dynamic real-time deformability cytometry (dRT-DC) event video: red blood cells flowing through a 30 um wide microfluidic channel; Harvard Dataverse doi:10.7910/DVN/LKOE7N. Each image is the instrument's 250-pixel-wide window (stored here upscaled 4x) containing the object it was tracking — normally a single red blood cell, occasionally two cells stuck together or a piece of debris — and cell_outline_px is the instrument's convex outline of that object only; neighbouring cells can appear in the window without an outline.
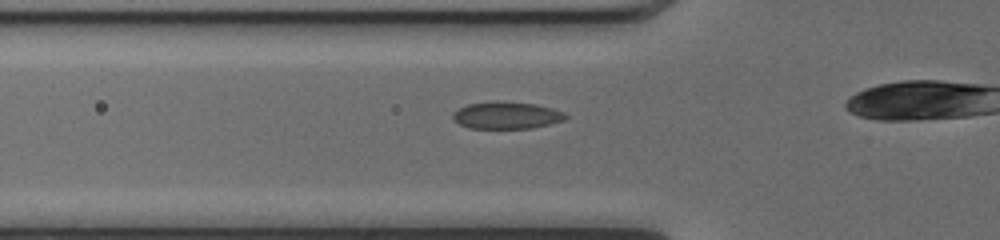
{"species": "common noctule bat (a hibernating species)", "species_latin": "Nyctalus noctula", "temperature_condition": "cold", "stored_images_in_passage": 10, "camera_frame_rate_fps": 3000, "um_per_image_px": 0.085, "animal": {"sex": "female", "body_mass_g": 17.0, "forearm_length_mm": 48.0}, "frame": {"image": 1, "passage_image": 5, "time_ms": 1.333, "image_size_px": [1000, 240], "cell_outline_px": [[568, 116], [564, 120], [532, 128], [468, 128], [452, 120], [452, 112], [468, 104], [492, 100], [500, 100], [536, 104], [552, 108], [564, 112]], "centroid_in_image_um": [43.03, 9.78], "position_along_channel_um": 82.8, "area_um2": 18.03}}
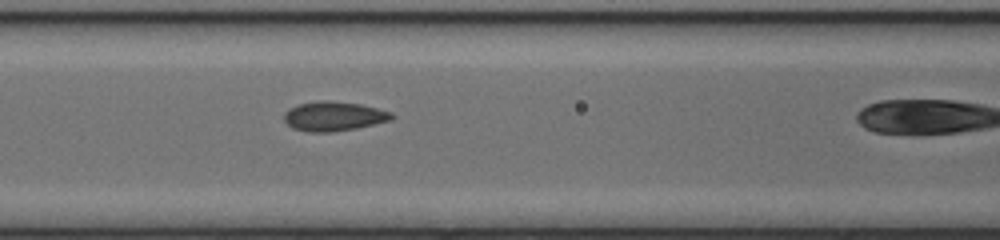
{"frame": {"image": 2, "passage_image": 9, "time_ms": 2.667, "image_size_px": [1000, 240], "cell_outline_px": [[396, 116], [392, 120], [356, 128], [332, 132], [308, 132], [292, 128], [284, 120], [284, 112], [288, 108], [300, 104], [316, 100], [328, 100], [360, 104], [392, 112]], "centroid_in_image_um": [28.36, 9.88], "position_along_channel_um": 138.2, "area_um2": 18.61}}